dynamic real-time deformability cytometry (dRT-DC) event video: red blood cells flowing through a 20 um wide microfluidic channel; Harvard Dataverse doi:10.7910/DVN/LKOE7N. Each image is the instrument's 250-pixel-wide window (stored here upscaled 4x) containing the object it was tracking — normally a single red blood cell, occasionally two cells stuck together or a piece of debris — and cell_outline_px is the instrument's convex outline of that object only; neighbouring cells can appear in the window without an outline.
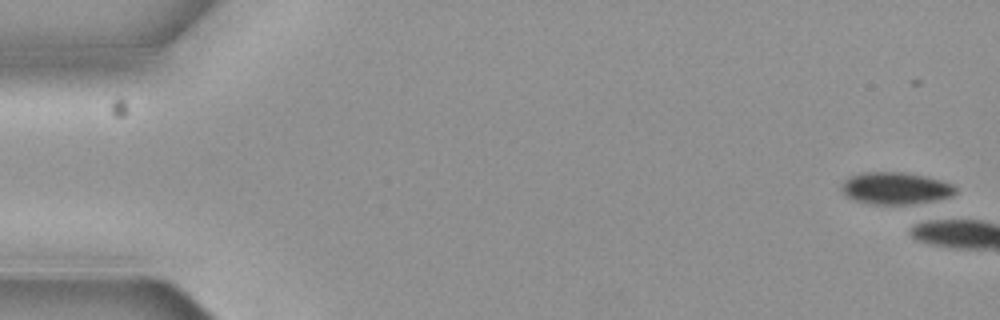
{"species": "common noctule bat (a hibernating species)", "species_latin": "Nyctalus noctula", "temperature_condition": "cold", "stored_images_in_passage": 7, "camera_frame_rate_fps": 3000, "um_per_image_px": 0.085, "animal": {"sex": "female", "body_mass_g": 19.3, "forearm_length_mm": 54.1}, "frame": {"image": 1, "passage_image": 1, "time_ms": 0.0, "image_size_px": [1000, 320], "cell_outline_px": [[956, 192], [948, 196], [928, 204], [868, 204], [852, 200], [840, 188], [844, 180], [860, 172], [904, 172], [924, 176], [940, 180], [952, 184], [956, 188]], "centroid_in_image_um": [76.12, 16.02], "position_along_channel_um": 8.9, "area_um2": 21.5}}